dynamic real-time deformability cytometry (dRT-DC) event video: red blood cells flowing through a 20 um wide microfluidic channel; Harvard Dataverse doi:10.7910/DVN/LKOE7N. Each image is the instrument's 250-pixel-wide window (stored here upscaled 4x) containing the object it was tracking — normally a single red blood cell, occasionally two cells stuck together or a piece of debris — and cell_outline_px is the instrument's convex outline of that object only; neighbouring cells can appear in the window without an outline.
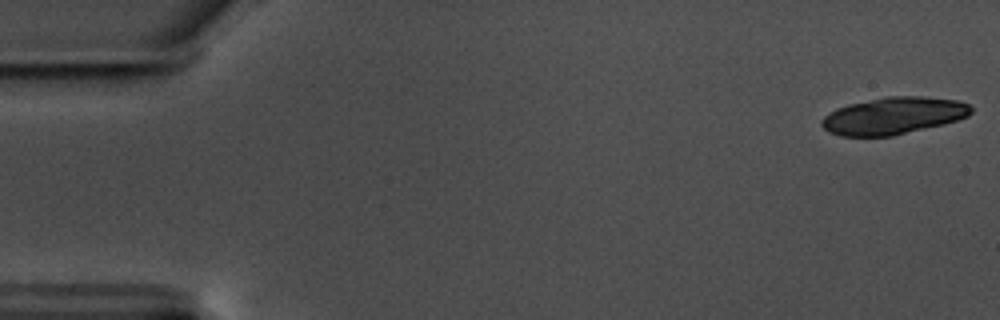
{"species": "common noctule bat (a hibernating species)", "species_latin": "Nyctalus noctula", "temperature_condition": "warm", "stored_images_in_passage": 19, "camera_frame_rate_fps": 3000, "um_per_image_px": 0.085, "animal": {"sex": "male", "body_mass_g": 17.5, "forearm_length_mm": 52.3}, "frame": {"image": 1, "passage_image": 1, "time_ms": 0.0, "image_size_px": [1000, 320], "cell_outline_px": [[972, 112], [968, 116], [944, 124], [892, 136], [840, 136], [828, 132], [820, 124], [820, 120], [824, 116], [836, 108], [848, 104], [888, 96], [924, 96], [956, 100], [968, 104], [972, 108]], "centroid_in_image_um": [75.92, 9.84], "position_along_channel_um": 9.1, "area_um2": 32.31}}